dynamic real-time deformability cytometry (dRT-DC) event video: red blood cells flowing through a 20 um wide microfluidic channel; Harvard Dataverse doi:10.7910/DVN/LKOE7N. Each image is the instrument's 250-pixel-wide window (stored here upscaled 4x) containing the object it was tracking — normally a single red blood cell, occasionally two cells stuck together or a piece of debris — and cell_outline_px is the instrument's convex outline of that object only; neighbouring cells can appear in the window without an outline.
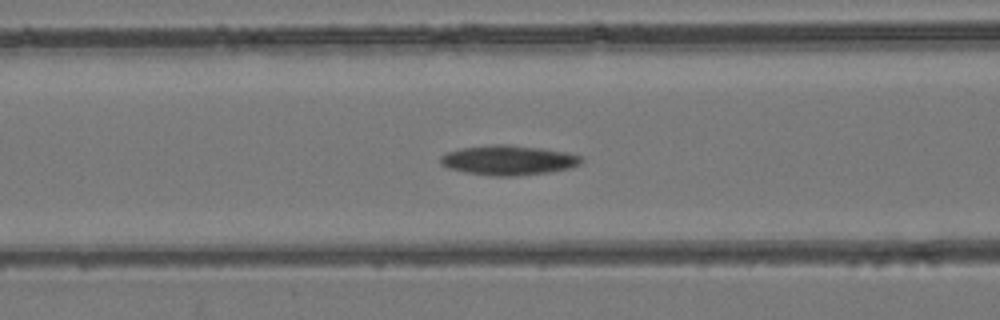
{"species": "common noctule bat (a hibernating species)", "species_latin": "Nyctalus noctula", "temperature_condition": "room temperature", "stored_images_in_passage": 51, "camera_frame_rate_fps": 3000, "um_per_image_px": 0.085, "animal": {"sex": "female", "body_mass_g": 24.6, "forearm_length_mm": 56.2}, "frame": {"image": 1, "passage_image": 20, "time_ms": 6.333, "image_size_px": [1000, 320], "cell_outline_px": [[584, 160], [580, 164], [572, 168], [548, 172], [512, 176], [492, 176], [464, 172], [448, 168], [440, 164], [440, 156], [448, 152], [460, 148], [492, 144], [508, 144], [540, 148], [564, 152], [580, 156]], "centroid_in_image_um": [43.19, 13.61], "position_along_channel_um": 123.4, "area_um2": 24.45}}
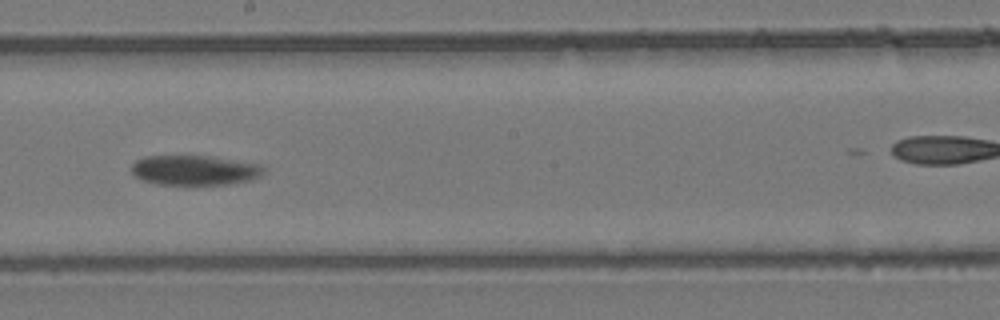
{"frame": {"image": 2, "passage_image": 28, "time_ms": 9.0, "image_size_px": [1000, 320], "cell_outline_px": [[264, 172], [260, 176], [248, 180], [232, 184], [156, 184], [140, 180], [132, 172], [132, 164], [136, 160], [144, 156], [208, 156], [256, 164], [264, 168]], "centroid_in_image_um": [16.48, 14.47], "position_along_channel_um": 231.7, "area_um2": 22.72}}
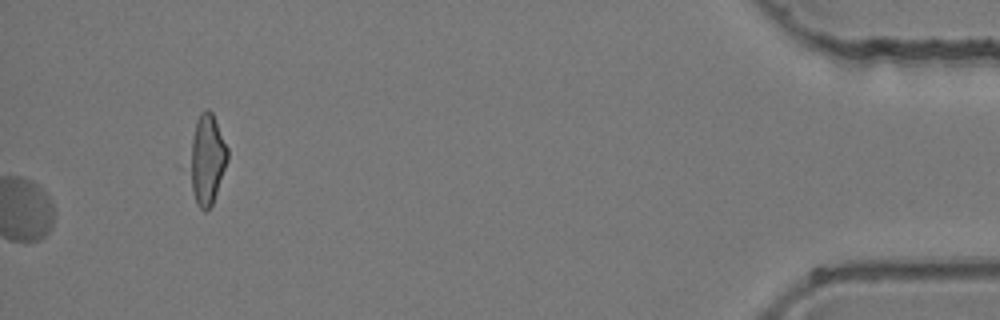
{"frame": {"image": 3, "passage_image": 51, "time_ms": 16.667, "image_size_px": [1000, 320], "cell_outline_px": [[228, 160], [212, 204], [204, 212], [196, 204], [192, 192], [192, 140], [196, 120], [200, 112], [204, 108], [208, 108], [212, 112], [228, 148]], "centroid_in_image_um": [17.63, 13.51], "position_along_channel_um": 417.6, "area_um2": 19.19}}